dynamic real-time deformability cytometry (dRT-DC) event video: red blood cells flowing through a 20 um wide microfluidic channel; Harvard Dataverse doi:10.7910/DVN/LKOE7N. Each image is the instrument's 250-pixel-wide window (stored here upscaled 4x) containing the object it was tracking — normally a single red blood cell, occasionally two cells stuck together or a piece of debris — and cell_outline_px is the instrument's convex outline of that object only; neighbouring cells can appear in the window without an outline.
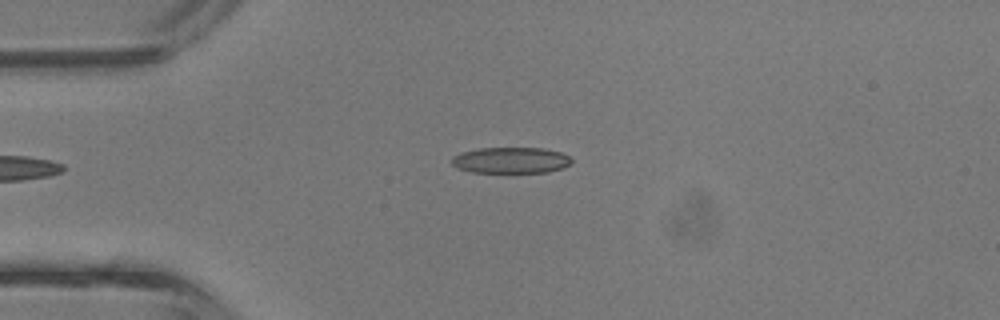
{"species": "common noctule bat (a hibernating species)", "species_latin": "Nyctalus noctula", "temperature_condition": "room temperature", "stored_images_in_passage": 4, "camera_frame_rate_fps": 3000, "um_per_image_px": 0.085, "animal": {"sex": "male", "body_mass_g": 13.3}, "frame": {"image": 1, "passage_image": 4, "time_ms": 1.0, "image_size_px": [1000, 320], "cell_outline_px": [[572, 160], [564, 168], [548, 172], [472, 172], [460, 168], [452, 164], [452, 156], [460, 152], [480, 148], [544, 148], [560, 152], [568, 156]], "centroid_in_image_um": [43.42, 13.61], "position_along_channel_um": 41.6, "area_um2": 18.09}}